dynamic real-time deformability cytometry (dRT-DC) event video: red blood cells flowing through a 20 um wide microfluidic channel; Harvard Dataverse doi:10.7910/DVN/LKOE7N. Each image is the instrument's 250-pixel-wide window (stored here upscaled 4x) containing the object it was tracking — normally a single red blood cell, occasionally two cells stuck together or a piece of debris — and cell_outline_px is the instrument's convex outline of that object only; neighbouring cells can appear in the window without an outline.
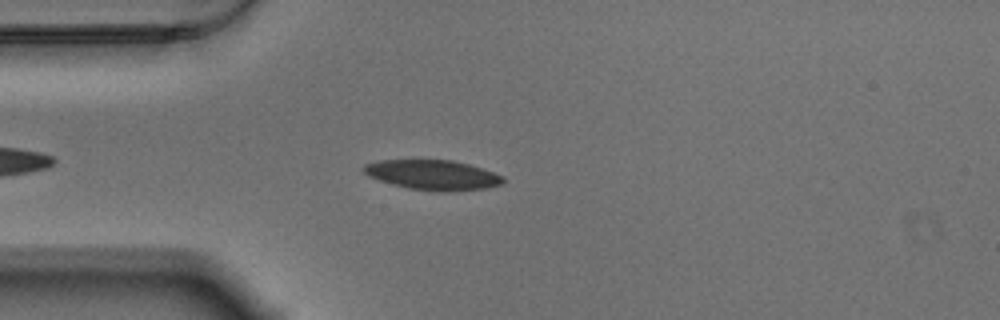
{"species": "Egyptian fruit bat (a non-hibernating species)", "species_latin": "Rousettus aegyptiacus", "temperature_condition": "warm", "stored_images_in_passage": 34, "camera_frame_rate_fps": 3000, "um_per_image_px": 0.085, "animal": {"sex": "male"}, "frame": {"image": 1, "passage_image": 6, "time_ms": 1.667, "image_size_px": [1000, 320], "cell_outline_px": [[504, 184], [484, 188], [444, 192], [440, 192], [408, 188], [392, 184], [368, 176], [360, 168], [364, 164], [380, 160], [452, 160], [468, 164], [504, 176]], "centroid_in_image_um": [36.76, 14.87], "position_along_channel_um": 48.2, "area_um2": 24.22}}
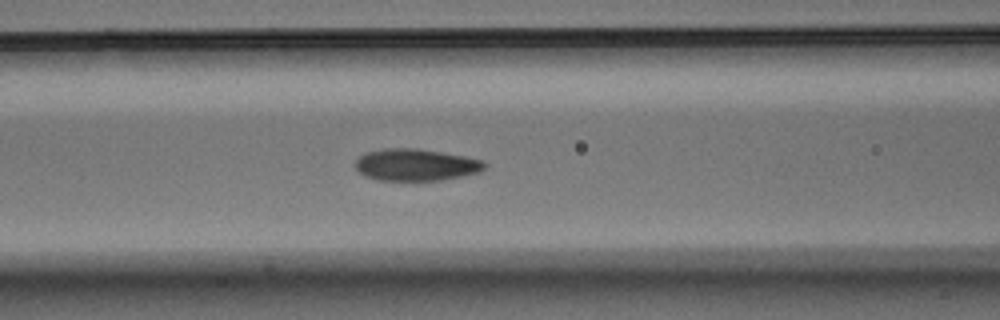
{"frame": {"image": 2, "passage_image": 14, "time_ms": 4.333, "image_size_px": [1000, 320], "cell_outline_px": [[488, 164], [480, 172], [440, 180], [376, 180], [364, 176], [352, 164], [364, 152], [384, 148], [416, 148], [464, 156], [484, 160]], "centroid_in_image_um": [35.31, 14.0], "position_along_channel_um": 131.3, "area_um2": 24.16}}
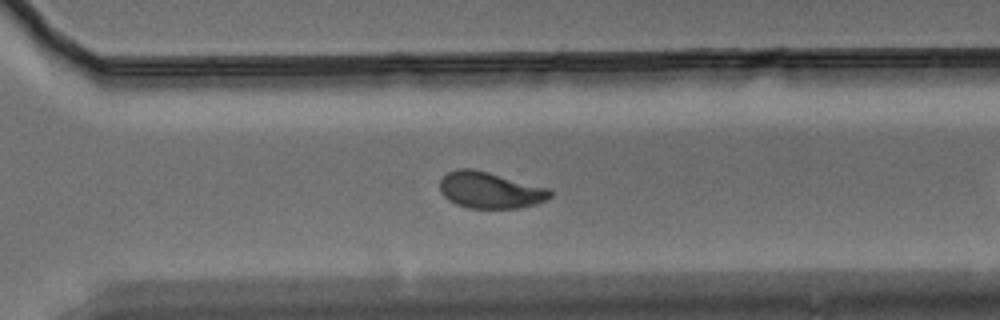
{"frame": {"image": 3, "passage_image": 27, "time_ms": 8.667, "image_size_px": [1000, 320], "cell_outline_px": [[552, 196], [536, 204], [520, 208], [468, 208], [456, 204], [448, 200], [440, 192], [440, 180], [448, 172], [456, 168], [472, 168], [488, 172], [548, 188], [552, 192]], "centroid_in_image_um": [41.63, 16.16], "position_along_channel_um": 329.0, "area_um2": 23.35}}